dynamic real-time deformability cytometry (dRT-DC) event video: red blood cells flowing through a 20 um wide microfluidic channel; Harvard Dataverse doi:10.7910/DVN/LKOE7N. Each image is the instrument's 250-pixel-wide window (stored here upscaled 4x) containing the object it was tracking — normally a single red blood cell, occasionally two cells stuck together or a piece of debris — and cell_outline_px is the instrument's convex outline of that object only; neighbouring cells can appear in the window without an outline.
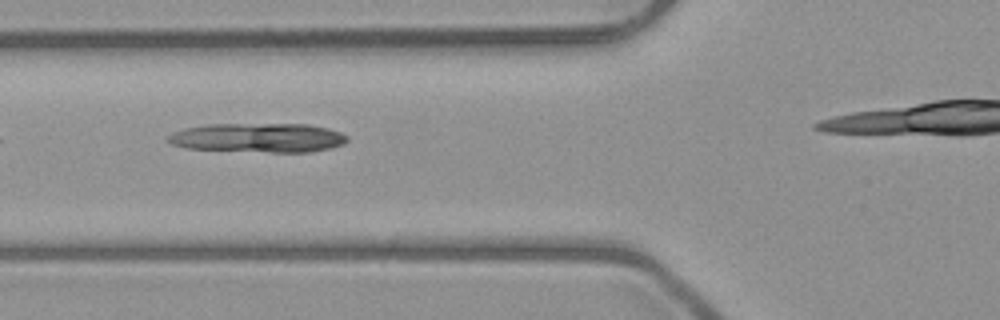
{"species": "common noctule bat (a hibernating species)", "species_latin": "Nyctalus noctula", "temperature_condition": "room temperature", "stored_images_in_passage": 8, "camera_frame_rate_fps": 3000, "um_per_image_px": 0.085, "animal": {"sex": "male", "body_mass_g": 23.1, "forearm_length_mm": 52.7}, "frame": {"image": 1, "passage_image": 7, "time_ms": 7.667, "image_size_px": [1000, 320], "cell_outline_px": [[348, 140], [344, 144], [328, 148], [308, 152], [272, 152], [188, 148], [172, 144], [168, 140], [168, 136], [172, 132], [184, 128], [208, 124], [308, 124], [328, 128], [340, 132], [348, 136]], "centroid_in_image_um": [21.97, 11.7], "position_along_channel_um": 103.8, "area_um2": 30.4}}